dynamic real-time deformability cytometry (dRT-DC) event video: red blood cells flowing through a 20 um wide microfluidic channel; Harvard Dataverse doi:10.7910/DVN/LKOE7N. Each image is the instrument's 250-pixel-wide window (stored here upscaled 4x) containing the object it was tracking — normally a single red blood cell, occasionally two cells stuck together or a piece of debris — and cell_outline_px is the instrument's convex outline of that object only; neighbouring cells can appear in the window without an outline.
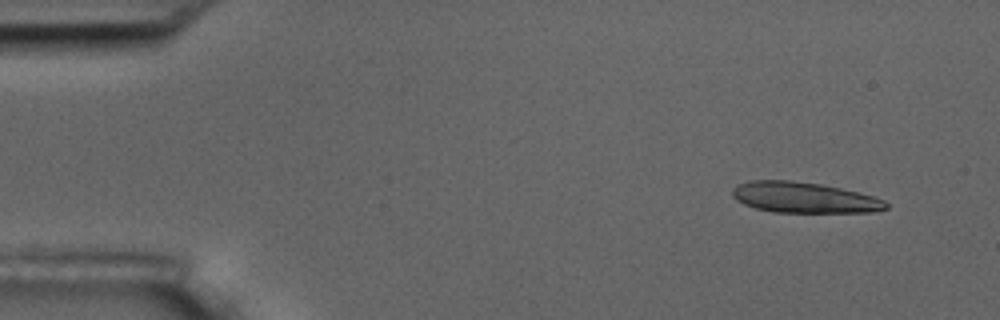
{"species": "common noctule bat (a hibernating species)", "species_latin": "Nyctalus noctula", "temperature_condition": "room temperature", "stored_images_in_passage": 5, "segment_of_instrument_passage": [1, 2], "camera_frame_rate_fps": 3000, "um_per_image_px": 0.085, "animal": {"sex": "male", "body_mass_g": 17.5, "forearm_length_mm": 52.3}, "frame": {"image": 1, "passage_image": 1, "time_ms": 0.0, "image_size_px": [1000, 320], "cell_outline_px": [[888, 208], [876, 212], [772, 212], [756, 208], [744, 204], [736, 200], [732, 196], [732, 188], [736, 184], [752, 180], [788, 180], [820, 184], [840, 188], [872, 196], [884, 200], [888, 204]], "centroid_in_image_um": [68.31, 16.79], "position_along_channel_um": 16.7, "area_um2": 27.46}}